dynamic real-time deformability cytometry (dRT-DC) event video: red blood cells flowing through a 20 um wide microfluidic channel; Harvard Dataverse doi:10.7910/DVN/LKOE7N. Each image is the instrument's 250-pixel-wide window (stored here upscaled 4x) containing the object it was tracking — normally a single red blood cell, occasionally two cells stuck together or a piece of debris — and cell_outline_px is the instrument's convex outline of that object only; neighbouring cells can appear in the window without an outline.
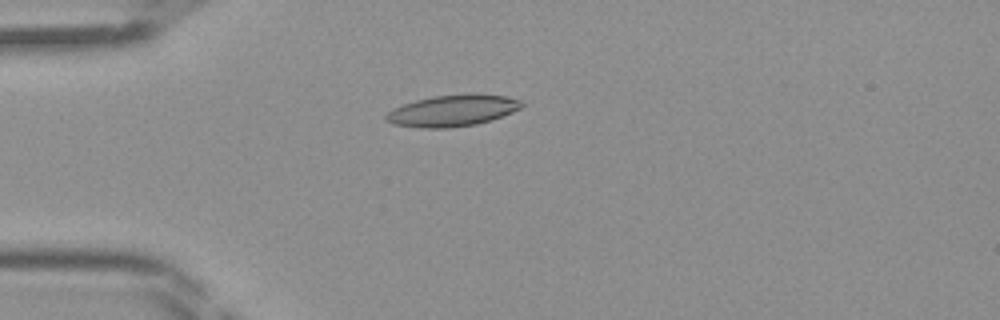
{"species": "Egyptian fruit bat (a non-hibernating species)", "species_latin": "Rousettus aegyptiacus", "temperature_condition": "room temperature", "stored_images_in_passage": 45, "camera_frame_rate_fps": 3000, "um_per_image_px": 0.085, "frame": {"image": 1, "passage_image": 12, "time_ms": 3.667, "image_size_px": [1000, 320], "cell_outline_px": [[524, 104], [520, 108], [512, 112], [492, 120], [476, 124], [448, 128], [420, 128], [392, 124], [384, 120], [384, 116], [388, 112], [404, 104], [416, 100], [432, 96], [468, 92], [508, 96], [520, 100]], "centroid_in_image_um": [38.48, 9.39], "position_along_channel_um": 46.5, "area_um2": 25.2}}
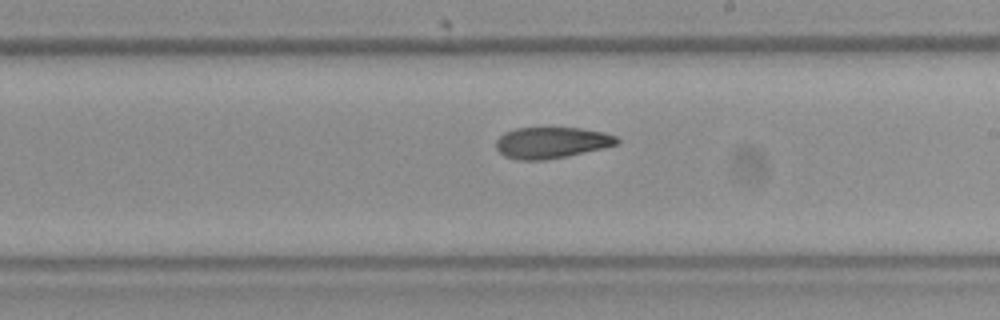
{"frame": {"image": 2, "passage_image": 26, "time_ms": 8.333, "image_size_px": [1000, 320], "cell_outline_px": [[620, 140], [616, 144], [604, 148], [568, 156], [544, 160], [516, 160], [504, 156], [496, 148], [496, 140], [504, 132], [516, 128], [580, 128], [604, 132], [616, 136]], "centroid_in_image_um": [46.87, 12.13], "position_along_channel_um": 242.1, "area_um2": 22.08}}
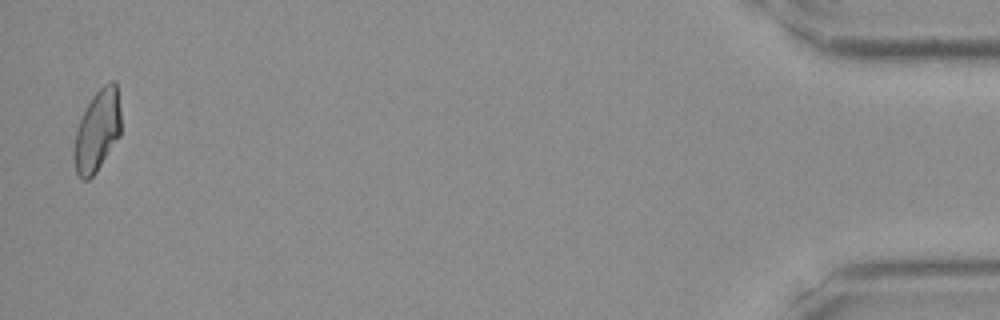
{"frame": {"image": 3, "passage_image": 44, "time_ms": 14.333, "image_size_px": [1000, 320], "cell_outline_px": [[120, 136], [96, 172], [88, 180], [84, 180], [76, 172], [72, 152], [76, 132], [80, 120], [92, 96], [104, 84], [112, 80], [116, 80], [120, 112]], "centroid_in_image_um": [8.26, 11.11], "position_along_channel_um": 426.9, "area_um2": 22.2}}